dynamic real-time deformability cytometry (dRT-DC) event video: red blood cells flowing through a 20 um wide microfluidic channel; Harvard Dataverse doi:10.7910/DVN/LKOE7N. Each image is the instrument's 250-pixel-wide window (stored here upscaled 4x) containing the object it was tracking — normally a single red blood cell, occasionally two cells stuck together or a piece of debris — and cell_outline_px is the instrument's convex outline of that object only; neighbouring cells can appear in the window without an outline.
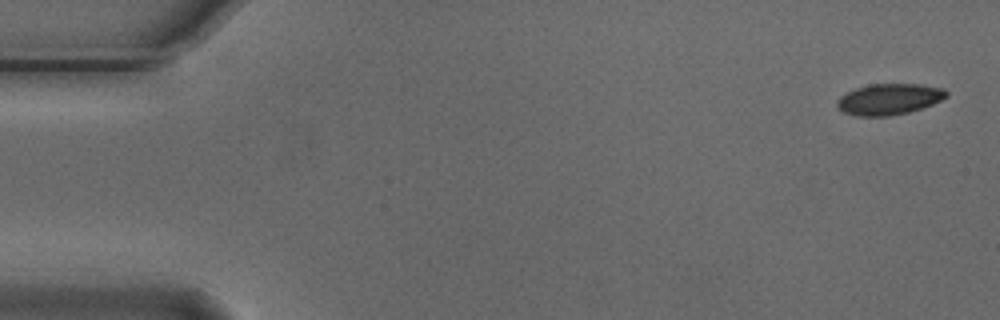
{"species": "Egyptian fruit bat (a non-hibernating species)", "species_latin": "Rousettus aegyptiacus", "temperature_condition": "cold", "stored_images_in_passage": 4, "camera_frame_rate_fps": 3000, "um_per_image_px": 0.085, "animal": {"sex": "male"}, "frame": {"image": 1, "passage_image": 1, "time_ms": 0.0, "image_size_px": [1000, 320], "cell_outline_px": [[948, 96], [932, 104], [908, 112], [888, 116], [856, 116], [844, 112], [836, 104], [836, 100], [840, 96], [856, 88], [868, 84], [920, 84], [944, 88], [948, 92]], "centroid_in_image_um": [75.57, 8.42], "position_along_channel_um": 9.4, "area_um2": 19.71}}
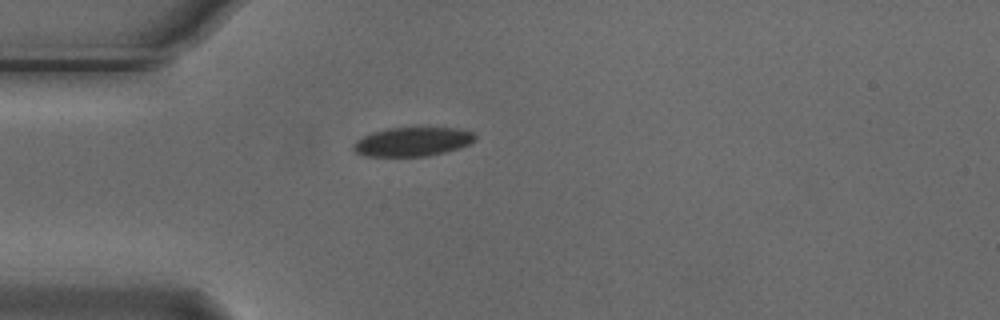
{"frame": {"image": 2, "passage_image": 4, "time_ms": 1.0, "image_size_px": [1000, 320], "cell_outline_px": [[476, 140], [460, 148], [428, 156], [364, 156], [356, 152], [352, 148], [352, 144], [356, 140], [372, 132], [388, 128], [456, 128], [476, 132]], "centroid_in_image_um": [35.08, 12.04], "position_along_channel_um": 49.9, "area_um2": 20.63}}